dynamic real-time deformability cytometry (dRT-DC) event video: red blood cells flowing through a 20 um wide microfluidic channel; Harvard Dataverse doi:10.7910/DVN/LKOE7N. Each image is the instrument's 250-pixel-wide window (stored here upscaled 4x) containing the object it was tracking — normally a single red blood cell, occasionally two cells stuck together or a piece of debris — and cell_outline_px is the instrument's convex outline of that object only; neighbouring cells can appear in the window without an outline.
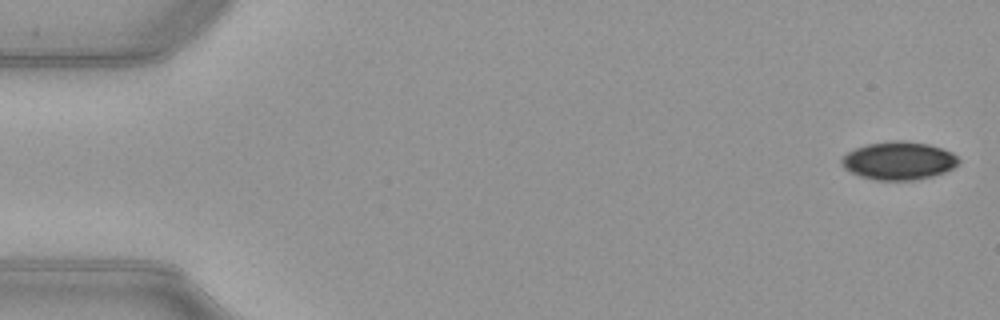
{"species": "common noctule bat (a hibernating species)", "species_latin": "Nyctalus noctula", "temperature_condition": "warm", "stored_images_in_passage": 52, "camera_frame_rate_fps": 3000, "um_per_image_px": 0.085, "animal": {"sex": "female", "body_mass_g": 21.9}, "frame": {"image": 1, "passage_image": 2, "time_ms": 0.333, "image_size_px": [1000, 320], "cell_outline_px": [[960, 164], [944, 172], [932, 176], [912, 180], [876, 180], [860, 176], [844, 168], [840, 164], [840, 160], [848, 152], [856, 148], [868, 144], [896, 140], [900, 140], [928, 144], [952, 152], [960, 160]], "centroid_in_image_um": [76.39, 13.66], "position_along_channel_um": 8.6, "area_um2": 25.78}}
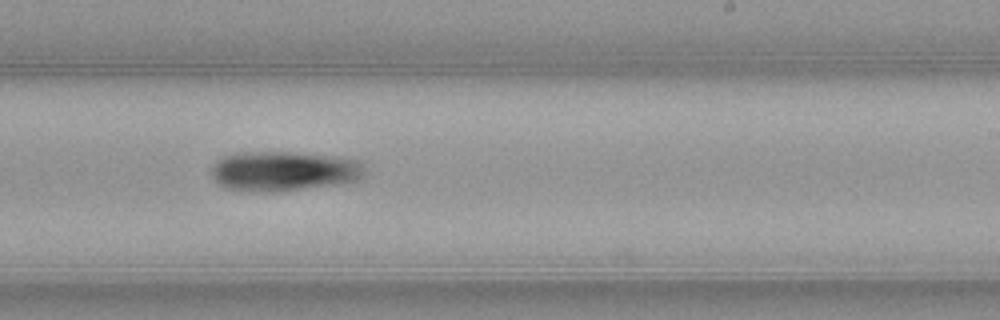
{"frame": {"image": 2, "passage_image": 32, "time_ms": 10.333, "image_size_px": [1000, 320], "cell_outline_px": [[364, 176], [356, 180], [340, 184], [276, 192], [264, 192], [224, 188], [212, 176], [212, 168], [216, 160], [224, 156], [236, 152], [292, 152], [336, 156], [356, 160], [364, 168]], "centroid_in_image_um": [24.11, 14.54], "position_along_channel_um": 264.9, "area_um2": 35.6}}
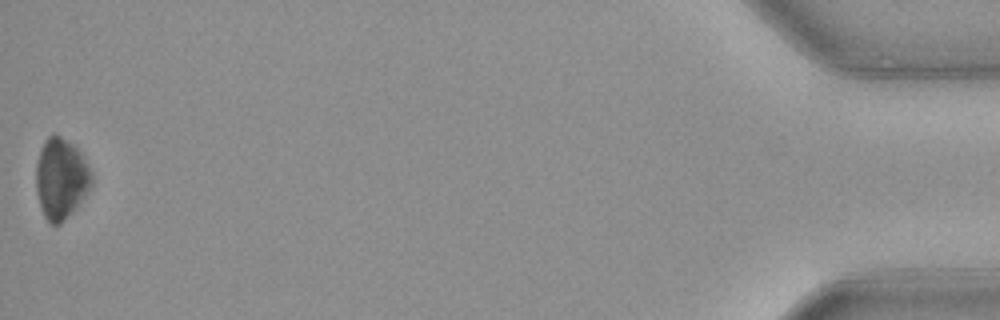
{"frame": {"image": 3, "passage_image": 52, "time_ms": 17.0, "image_size_px": [1000, 320], "cell_outline_px": [[92, 184], [88, 192], [80, 204], [60, 224], [52, 224], [44, 216], [36, 192], [36, 164], [40, 148], [44, 140], [52, 132], [60, 136], [72, 144], [80, 152], [92, 172]], "centroid_in_image_um": [5.18, 15.16], "position_along_channel_um": 430.0, "area_um2": 26.24}, "authors_computed_cell_mechanics": {"area_um2": 29.5358, "velocity_mm_per_s": 3.9922, "shape_relaxation_time_tau1_ms": 1.6781, "shape_relaxation_time_tau2_ms": null, "deformation_change_tau1": 0.0564, "deformation_change_tau2": null}}